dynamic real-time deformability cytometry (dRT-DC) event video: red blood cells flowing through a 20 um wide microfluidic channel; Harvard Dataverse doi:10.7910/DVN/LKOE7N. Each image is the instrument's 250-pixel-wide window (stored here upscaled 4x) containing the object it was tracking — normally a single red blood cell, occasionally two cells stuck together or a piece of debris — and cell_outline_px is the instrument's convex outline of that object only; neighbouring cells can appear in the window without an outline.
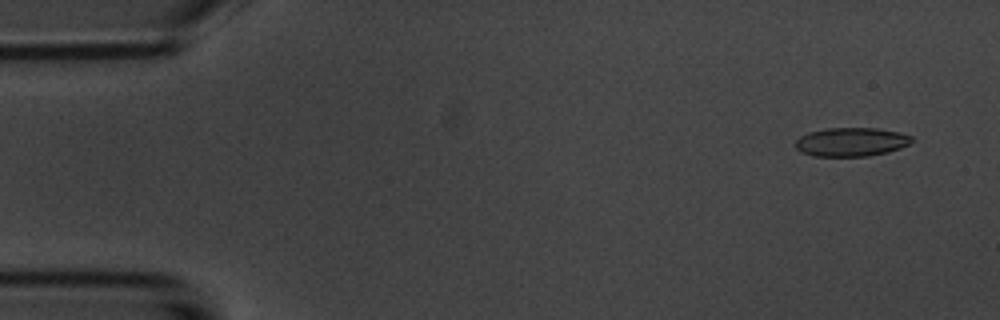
{"species": "common noctule bat (a hibernating species)", "species_latin": "Nyctalus noctula", "temperature_condition": "room temperature", "stored_images_in_passage": 5, "camera_frame_rate_fps": 3000, "um_per_image_px": 0.085, "animal": {"sex": "male", "body_mass_g": 20.1, "forearm_length_mm": 53.5}, "frame": {"image": 1, "passage_image": 1, "time_ms": 0.0, "image_size_px": [1000, 320], "cell_outline_px": [[912, 140], [908, 144], [900, 148], [888, 152], [868, 156], [812, 156], [800, 152], [792, 144], [800, 136], [808, 132], [824, 128], [876, 128], [900, 132], [912, 136]], "centroid_in_image_um": [72.3, 12.06], "position_along_channel_um": 12.7, "area_um2": 19.71}}